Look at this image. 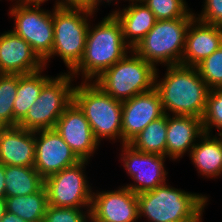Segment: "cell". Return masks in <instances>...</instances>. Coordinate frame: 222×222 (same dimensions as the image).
I'll return each instance as SVG.
<instances>
[{
    "label": "cell",
    "mask_w": 222,
    "mask_h": 222,
    "mask_svg": "<svg viewBox=\"0 0 222 222\" xmlns=\"http://www.w3.org/2000/svg\"><path fill=\"white\" fill-rule=\"evenodd\" d=\"M158 70L154 88L160 96L164 114L202 118L210 88L200 77L197 68L169 65L161 79Z\"/></svg>",
    "instance_id": "1"
},
{
    "label": "cell",
    "mask_w": 222,
    "mask_h": 222,
    "mask_svg": "<svg viewBox=\"0 0 222 222\" xmlns=\"http://www.w3.org/2000/svg\"><path fill=\"white\" fill-rule=\"evenodd\" d=\"M93 25L89 24L82 59L70 72L74 79L82 75L81 80L93 81L132 50L124 41L121 23L114 14L109 13Z\"/></svg>",
    "instance_id": "2"
},
{
    "label": "cell",
    "mask_w": 222,
    "mask_h": 222,
    "mask_svg": "<svg viewBox=\"0 0 222 222\" xmlns=\"http://www.w3.org/2000/svg\"><path fill=\"white\" fill-rule=\"evenodd\" d=\"M139 220L148 222H203L209 197L186 192L165 183L154 190L137 195Z\"/></svg>",
    "instance_id": "3"
},
{
    "label": "cell",
    "mask_w": 222,
    "mask_h": 222,
    "mask_svg": "<svg viewBox=\"0 0 222 222\" xmlns=\"http://www.w3.org/2000/svg\"><path fill=\"white\" fill-rule=\"evenodd\" d=\"M73 102L83 112L94 138L122 144V102L107 95L93 81H82L74 86Z\"/></svg>",
    "instance_id": "4"
},
{
    "label": "cell",
    "mask_w": 222,
    "mask_h": 222,
    "mask_svg": "<svg viewBox=\"0 0 222 222\" xmlns=\"http://www.w3.org/2000/svg\"><path fill=\"white\" fill-rule=\"evenodd\" d=\"M93 14L81 7L53 8V46L51 55L44 61L45 68L56 55L63 60L69 73L80 63Z\"/></svg>",
    "instance_id": "5"
},
{
    "label": "cell",
    "mask_w": 222,
    "mask_h": 222,
    "mask_svg": "<svg viewBox=\"0 0 222 222\" xmlns=\"http://www.w3.org/2000/svg\"><path fill=\"white\" fill-rule=\"evenodd\" d=\"M156 70L157 68L131 50L129 55L108 68L93 82L107 95L123 102L152 90Z\"/></svg>",
    "instance_id": "6"
},
{
    "label": "cell",
    "mask_w": 222,
    "mask_h": 222,
    "mask_svg": "<svg viewBox=\"0 0 222 222\" xmlns=\"http://www.w3.org/2000/svg\"><path fill=\"white\" fill-rule=\"evenodd\" d=\"M195 15L192 12L186 18L157 20L132 50L155 68L159 63L165 67L181 64L186 32Z\"/></svg>",
    "instance_id": "7"
},
{
    "label": "cell",
    "mask_w": 222,
    "mask_h": 222,
    "mask_svg": "<svg viewBox=\"0 0 222 222\" xmlns=\"http://www.w3.org/2000/svg\"><path fill=\"white\" fill-rule=\"evenodd\" d=\"M61 73L43 86L39 97L17 126L32 131L55 128L59 117L73 102L72 82L75 79L69 72Z\"/></svg>",
    "instance_id": "8"
},
{
    "label": "cell",
    "mask_w": 222,
    "mask_h": 222,
    "mask_svg": "<svg viewBox=\"0 0 222 222\" xmlns=\"http://www.w3.org/2000/svg\"><path fill=\"white\" fill-rule=\"evenodd\" d=\"M89 161L80 160L44 180L48 205L90 209L93 190L84 171Z\"/></svg>",
    "instance_id": "9"
},
{
    "label": "cell",
    "mask_w": 222,
    "mask_h": 222,
    "mask_svg": "<svg viewBox=\"0 0 222 222\" xmlns=\"http://www.w3.org/2000/svg\"><path fill=\"white\" fill-rule=\"evenodd\" d=\"M10 17L14 19L12 31L25 39L44 62L53 46V9L45 10L37 5L12 4Z\"/></svg>",
    "instance_id": "10"
},
{
    "label": "cell",
    "mask_w": 222,
    "mask_h": 222,
    "mask_svg": "<svg viewBox=\"0 0 222 222\" xmlns=\"http://www.w3.org/2000/svg\"><path fill=\"white\" fill-rule=\"evenodd\" d=\"M121 149V162L134 183L125 186L136 195L154 190L167 182L166 156L140 152L130 144H122Z\"/></svg>",
    "instance_id": "11"
},
{
    "label": "cell",
    "mask_w": 222,
    "mask_h": 222,
    "mask_svg": "<svg viewBox=\"0 0 222 222\" xmlns=\"http://www.w3.org/2000/svg\"><path fill=\"white\" fill-rule=\"evenodd\" d=\"M138 219L137 195L126 186L92 193L91 222H137Z\"/></svg>",
    "instance_id": "12"
},
{
    "label": "cell",
    "mask_w": 222,
    "mask_h": 222,
    "mask_svg": "<svg viewBox=\"0 0 222 222\" xmlns=\"http://www.w3.org/2000/svg\"><path fill=\"white\" fill-rule=\"evenodd\" d=\"M79 161L54 128L35 131L34 168L44 180Z\"/></svg>",
    "instance_id": "13"
},
{
    "label": "cell",
    "mask_w": 222,
    "mask_h": 222,
    "mask_svg": "<svg viewBox=\"0 0 222 222\" xmlns=\"http://www.w3.org/2000/svg\"><path fill=\"white\" fill-rule=\"evenodd\" d=\"M80 160H90L99 147L91 126L79 107L72 102L54 128Z\"/></svg>",
    "instance_id": "14"
},
{
    "label": "cell",
    "mask_w": 222,
    "mask_h": 222,
    "mask_svg": "<svg viewBox=\"0 0 222 222\" xmlns=\"http://www.w3.org/2000/svg\"><path fill=\"white\" fill-rule=\"evenodd\" d=\"M164 115L155 88L122 102V144H128L152 121Z\"/></svg>",
    "instance_id": "15"
},
{
    "label": "cell",
    "mask_w": 222,
    "mask_h": 222,
    "mask_svg": "<svg viewBox=\"0 0 222 222\" xmlns=\"http://www.w3.org/2000/svg\"><path fill=\"white\" fill-rule=\"evenodd\" d=\"M46 69L30 44L12 30L0 33V74H31Z\"/></svg>",
    "instance_id": "16"
},
{
    "label": "cell",
    "mask_w": 222,
    "mask_h": 222,
    "mask_svg": "<svg viewBox=\"0 0 222 222\" xmlns=\"http://www.w3.org/2000/svg\"><path fill=\"white\" fill-rule=\"evenodd\" d=\"M222 45V26L207 24L196 17L188 26L181 64L195 67Z\"/></svg>",
    "instance_id": "17"
},
{
    "label": "cell",
    "mask_w": 222,
    "mask_h": 222,
    "mask_svg": "<svg viewBox=\"0 0 222 222\" xmlns=\"http://www.w3.org/2000/svg\"><path fill=\"white\" fill-rule=\"evenodd\" d=\"M35 131L19 126L0 127V164L34 167Z\"/></svg>",
    "instance_id": "18"
},
{
    "label": "cell",
    "mask_w": 222,
    "mask_h": 222,
    "mask_svg": "<svg viewBox=\"0 0 222 222\" xmlns=\"http://www.w3.org/2000/svg\"><path fill=\"white\" fill-rule=\"evenodd\" d=\"M203 133L201 118L167 115L166 157L175 161L182 158L184 154H190Z\"/></svg>",
    "instance_id": "19"
},
{
    "label": "cell",
    "mask_w": 222,
    "mask_h": 222,
    "mask_svg": "<svg viewBox=\"0 0 222 222\" xmlns=\"http://www.w3.org/2000/svg\"><path fill=\"white\" fill-rule=\"evenodd\" d=\"M129 5L111 11L120 21L123 38L133 49L154 27L157 19L154 13L140 0H128ZM121 9V10H120Z\"/></svg>",
    "instance_id": "20"
},
{
    "label": "cell",
    "mask_w": 222,
    "mask_h": 222,
    "mask_svg": "<svg viewBox=\"0 0 222 222\" xmlns=\"http://www.w3.org/2000/svg\"><path fill=\"white\" fill-rule=\"evenodd\" d=\"M216 135L204 132L189 154L198 173L208 179L219 177L222 171V134Z\"/></svg>",
    "instance_id": "21"
},
{
    "label": "cell",
    "mask_w": 222,
    "mask_h": 222,
    "mask_svg": "<svg viewBox=\"0 0 222 222\" xmlns=\"http://www.w3.org/2000/svg\"><path fill=\"white\" fill-rule=\"evenodd\" d=\"M44 69L31 74H18L17 95L13 107V126L26 116L29 108L37 100L43 86L52 78L43 75Z\"/></svg>",
    "instance_id": "22"
},
{
    "label": "cell",
    "mask_w": 222,
    "mask_h": 222,
    "mask_svg": "<svg viewBox=\"0 0 222 222\" xmlns=\"http://www.w3.org/2000/svg\"><path fill=\"white\" fill-rule=\"evenodd\" d=\"M5 197L29 195L44 186V179L34 167L5 166Z\"/></svg>",
    "instance_id": "23"
},
{
    "label": "cell",
    "mask_w": 222,
    "mask_h": 222,
    "mask_svg": "<svg viewBox=\"0 0 222 222\" xmlns=\"http://www.w3.org/2000/svg\"><path fill=\"white\" fill-rule=\"evenodd\" d=\"M6 211L28 222H43L48 207L47 190L43 186L29 195L5 197Z\"/></svg>",
    "instance_id": "24"
},
{
    "label": "cell",
    "mask_w": 222,
    "mask_h": 222,
    "mask_svg": "<svg viewBox=\"0 0 222 222\" xmlns=\"http://www.w3.org/2000/svg\"><path fill=\"white\" fill-rule=\"evenodd\" d=\"M167 115L152 121L130 144L134 149L149 154L166 156Z\"/></svg>",
    "instance_id": "25"
},
{
    "label": "cell",
    "mask_w": 222,
    "mask_h": 222,
    "mask_svg": "<svg viewBox=\"0 0 222 222\" xmlns=\"http://www.w3.org/2000/svg\"><path fill=\"white\" fill-rule=\"evenodd\" d=\"M17 87L18 74H0V127L13 126V107Z\"/></svg>",
    "instance_id": "26"
},
{
    "label": "cell",
    "mask_w": 222,
    "mask_h": 222,
    "mask_svg": "<svg viewBox=\"0 0 222 222\" xmlns=\"http://www.w3.org/2000/svg\"><path fill=\"white\" fill-rule=\"evenodd\" d=\"M155 15L157 20L186 18L193 11L186 0H140Z\"/></svg>",
    "instance_id": "27"
},
{
    "label": "cell",
    "mask_w": 222,
    "mask_h": 222,
    "mask_svg": "<svg viewBox=\"0 0 222 222\" xmlns=\"http://www.w3.org/2000/svg\"><path fill=\"white\" fill-rule=\"evenodd\" d=\"M201 119L204 132L213 134L215 127L222 134V88L210 89Z\"/></svg>",
    "instance_id": "28"
},
{
    "label": "cell",
    "mask_w": 222,
    "mask_h": 222,
    "mask_svg": "<svg viewBox=\"0 0 222 222\" xmlns=\"http://www.w3.org/2000/svg\"><path fill=\"white\" fill-rule=\"evenodd\" d=\"M195 67L210 89L222 88V45Z\"/></svg>",
    "instance_id": "29"
},
{
    "label": "cell",
    "mask_w": 222,
    "mask_h": 222,
    "mask_svg": "<svg viewBox=\"0 0 222 222\" xmlns=\"http://www.w3.org/2000/svg\"><path fill=\"white\" fill-rule=\"evenodd\" d=\"M43 222H90V209L48 205Z\"/></svg>",
    "instance_id": "30"
},
{
    "label": "cell",
    "mask_w": 222,
    "mask_h": 222,
    "mask_svg": "<svg viewBox=\"0 0 222 222\" xmlns=\"http://www.w3.org/2000/svg\"><path fill=\"white\" fill-rule=\"evenodd\" d=\"M200 14L195 17L204 23L222 26V0H204Z\"/></svg>",
    "instance_id": "31"
},
{
    "label": "cell",
    "mask_w": 222,
    "mask_h": 222,
    "mask_svg": "<svg viewBox=\"0 0 222 222\" xmlns=\"http://www.w3.org/2000/svg\"><path fill=\"white\" fill-rule=\"evenodd\" d=\"M53 8L81 7L90 10V0H56Z\"/></svg>",
    "instance_id": "32"
},
{
    "label": "cell",
    "mask_w": 222,
    "mask_h": 222,
    "mask_svg": "<svg viewBox=\"0 0 222 222\" xmlns=\"http://www.w3.org/2000/svg\"><path fill=\"white\" fill-rule=\"evenodd\" d=\"M0 222H28L18 215L5 211L3 217L0 219Z\"/></svg>",
    "instance_id": "33"
},
{
    "label": "cell",
    "mask_w": 222,
    "mask_h": 222,
    "mask_svg": "<svg viewBox=\"0 0 222 222\" xmlns=\"http://www.w3.org/2000/svg\"><path fill=\"white\" fill-rule=\"evenodd\" d=\"M5 165L0 164V198H5Z\"/></svg>",
    "instance_id": "34"
},
{
    "label": "cell",
    "mask_w": 222,
    "mask_h": 222,
    "mask_svg": "<svg viewBox=\"0 0 222 222\" xmlns=\"http://www.w3.org/2000/svg\"><path fill=\"white\" fill-rule=\"evenodd\" d=\"M113 1H115L114 3L117 5V3H118V0L116 1V0H90V11L92 12V13H96V11L97 10H99L98 9V7H99V5H102L101 3H108V5L110 4V3H112ZM122 1V0H121ZM126 1V0H125Z\"/></svg>",
    "instance_id": "35"
},
{
    "label": "cell",
    "mask_w": 222,
    "mask_h": 222,
    "mask_svg": "<svg viewBox=\"0 0 222 222\" xmlns=\"http://www.w3.org/2000/svg\"><path fill=\"white\" fill-rule=\"evenodd\" d=\"M46 1L48 0H27L24 4L41 6Z\"/></svg>",
    "instance_id": "36"
},
{
    "label": "cell",
    "mask_w": 222,
    "mask_h": 222,
    "mask_svg": "<svg viewBox=\"0 0 222 222\" xmlns=\"http://www.w3.org/2000/svg\"><path fill=\"white\" fill-rule=\"evenodd\" d=\"M5 211H6L5 199L0 198V219L3 217Z\"/></svg>",
    "instance_id": "37"
},
{
    "label": "cell",
    "mask_w": 222,
    "mask_h": 222,
    "mask_svg": "<svg viewBox=\"0 0 222 222\" xmlns=\"http://www.w3.org/2000/svg\"><path fill=\"white\" fill-rule=\"evenodd\" d=\"M13 1H15V3H13V4H24L27 0H12V2Z\"/></svg>",
    "instance_id": "38"
}]
</instances>
